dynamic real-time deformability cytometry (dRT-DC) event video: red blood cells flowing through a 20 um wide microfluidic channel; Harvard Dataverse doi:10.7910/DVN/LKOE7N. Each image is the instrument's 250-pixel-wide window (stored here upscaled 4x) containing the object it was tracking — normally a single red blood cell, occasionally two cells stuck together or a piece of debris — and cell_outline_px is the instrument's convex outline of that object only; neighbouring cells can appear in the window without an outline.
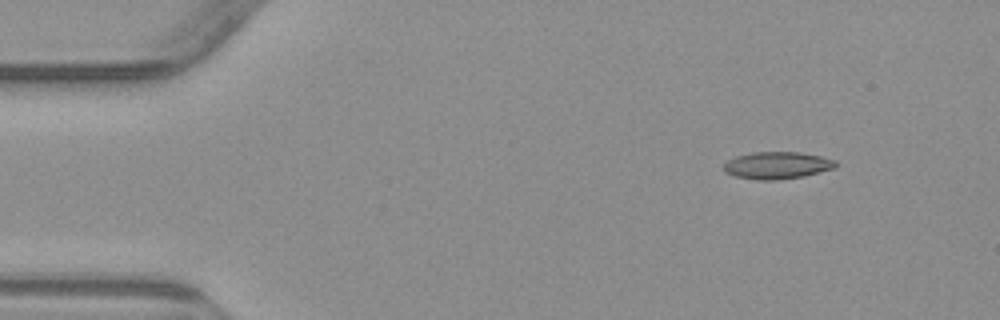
{"species": "common noctule bat (a hibernating species)", "species_latin": "Nyctalus noctula", "temperature_condition": "warm", "stored_images_in_passage": 4, "camera_frame_rate_fps": 3000, "um_per_image_px": 0.085, "animal": {"sex": "male", "body_mass_g": 23.1, "forearm_length_mm": 52.7}, "frame": {"image": 1, "passage_image": 2, "time_ms": 1.333, "image_size_px": [1000, 320], "cell_outline_px": [[836, 164], [832, 168], [804, 176], [776, 180], [756, 180], [736, 176], [724, 172], [724, 164], [728, 160], [736, 156], [752, 152], [800, 152], [820, 156], [836, 160]], "centroid_in_image_um": [66.02, 14.05], "position_along_channel_um": 19.0, "area_um2": 17.57}}
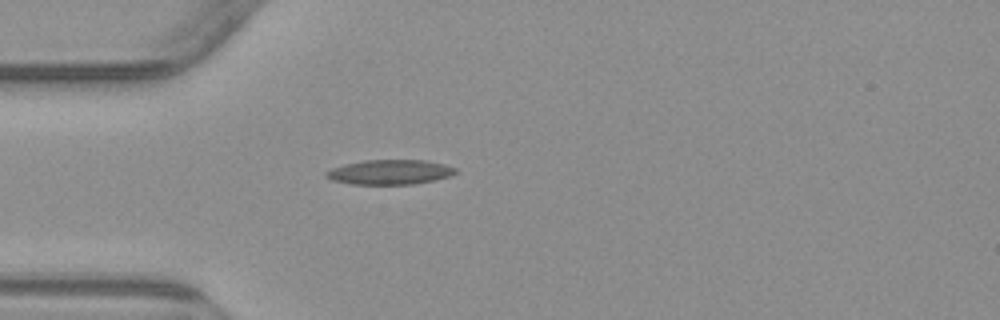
{"frame": {"image": 2, "passage_image": 4, "time_ms": 4.333, "image_size_px": [1000, 320], "cell_outline_px": [[456, 172], [452, 176], [412, 184], [352, 184], [332, 180], [324, 176], [324, 172], [332, 168], [344, 164], [364, 160], [424, 160], [444, 164], [456, 168]], "centroid_in_image_um": [33.11, 14.62], "position_along_channel_um": 51.9, "area_um2": 18.61}}